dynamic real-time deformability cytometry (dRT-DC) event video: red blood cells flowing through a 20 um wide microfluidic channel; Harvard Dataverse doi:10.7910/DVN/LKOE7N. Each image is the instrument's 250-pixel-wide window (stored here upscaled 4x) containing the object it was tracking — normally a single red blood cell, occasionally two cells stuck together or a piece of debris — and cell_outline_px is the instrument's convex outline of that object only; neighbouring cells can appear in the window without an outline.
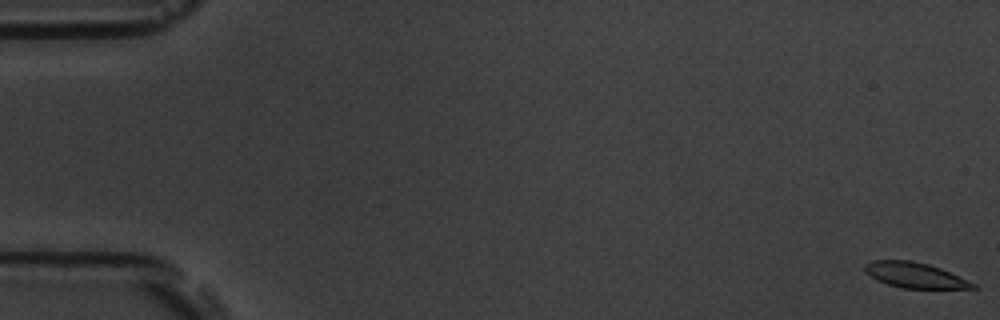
{"species": "common noctule bat (a hibernating species)", "species_latin": "Nyctalus noctula", "temperature_condition": "room temperature", "stored_images_in_passage": 56, "segment_of_instrument_passage": [1, 2], "camera_frame_rate_fps": 3000, "um_per_image_px": 0.085, "animal": {"sex": "male", "body_mass_g": 19.5, "forearm_length_mm": 54.6}, "frame": {"image": 1, "passage_image": 1, "time_ms": 0.0, "image_size_px": [1000, 320], "cell_outline_px": [[980, 288], [904, 288], [888, 284], [876, 280], [864, 272], [864, 264], [872, 260], [912, 260], [928, 264], [940, 268], [976, 284]], "centroid_in_image_um": [77.72, 23.38], "position_along_channel_um": 7.3, "area_um2": 15.9}}
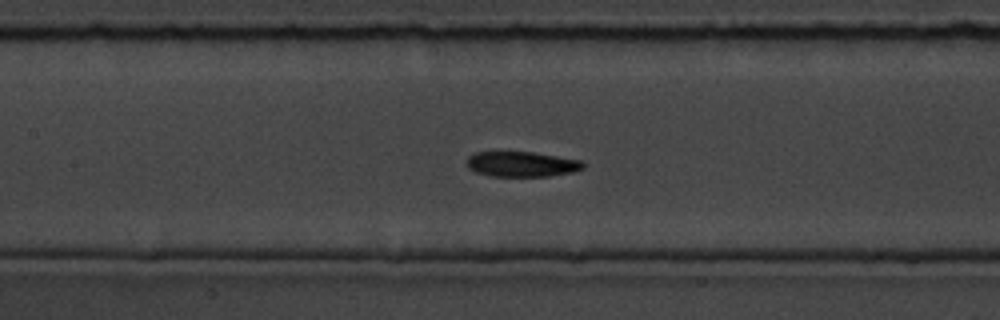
{"frame": {"image": 2, "passage_image": 26, "time_ms": 8.333, "image_size_px": [1000, 320], "cell_outline_px": [[584, 168], [572, 172], [548, 176], [492, 176], [476, 172], [468, 168], [468, 156], [476, 152], [532, 152], [580, 160], [584, 164]], "centroid_in_image_um": [44.34, 13.95], "position_along_channel_um": 163.1, "area_um2": 16.88}}
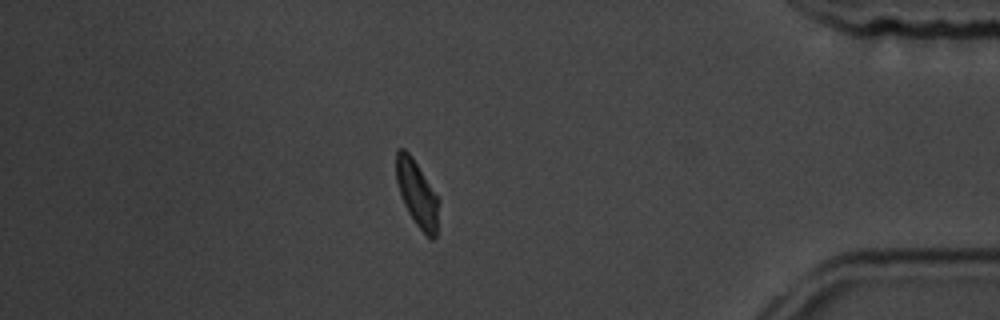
{"frame": {"image": 3, "passage_image": 48, "time_ms": 15.667, "image_size_px": [1000, 320], "cell_outline_px": [[440, 200], [436, 236], [432, 240], [428, 240], [416, 224], [408, 212], [404, 204], [396, 180], [396, 148], [404, 148], [412, 156]], "centroid_in_image_um": [35.47, 16.48], "position_along_channel_um": 399.7, "area_um2": 16.59}}